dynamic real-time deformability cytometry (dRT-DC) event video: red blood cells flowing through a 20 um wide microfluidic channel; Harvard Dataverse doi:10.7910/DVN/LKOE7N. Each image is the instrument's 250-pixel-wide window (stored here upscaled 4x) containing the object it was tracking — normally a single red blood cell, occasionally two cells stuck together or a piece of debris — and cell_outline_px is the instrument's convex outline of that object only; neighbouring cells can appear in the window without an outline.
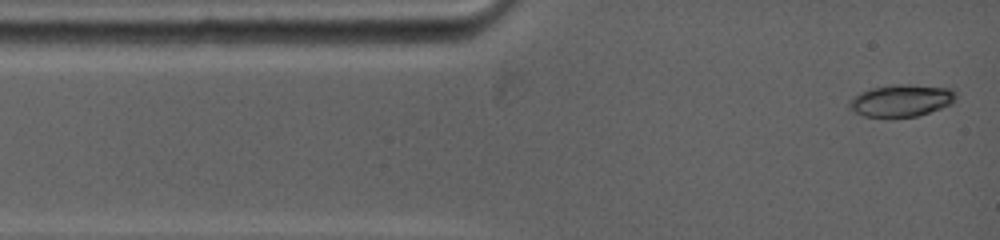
{"species": "common noctule bat (a hibernating species)", "species_latin": "Nyctalus noctula", "temperature_condition": "warm", "stored_images_in_passage": 10, "camera_frame_rate_fps": 5000, "um_per_image_px": 0.085, "animal": {"sex": "female", "body_mass_g": 19.0, "forearm_length_mm": 53.3}, "frame": {"image": 1, "passage_image": 1, "time_ms": 0.0, "image_size_px": [1000, 240], "cell_outline_px": [[956, 100], [952, 104], [916, 116], [864, 116], [848, 108], [848, 104], [860, 92], [868, 88], [892, 84], [908, 84], [952, 88], [956, 92]], "centroid_in_image_um": [76.64, 8.51], "position_along_channel_um": 8.4, "area_um2": 19.83}}
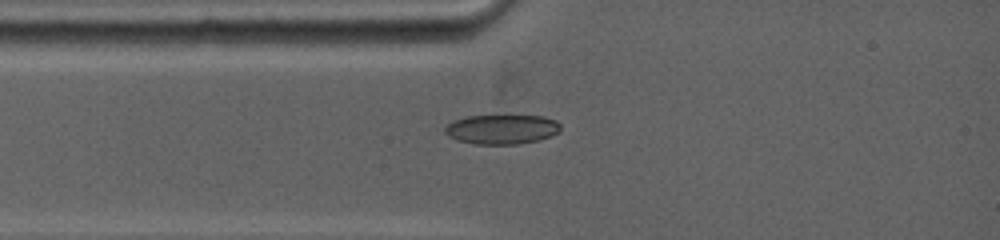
{"frame": {"image": 2, "passage_image": 9, "time_ms": 2.0, "image_size_px": [1000, 240], "cell_outline_px": [[560, 132], [552, 136], [536, 140], [516, 144], [476, 144], [456, 140], [448, 136], [444, 132], [444, 128], [452, 120], [468, 116], [544, 116], [556, 120], [560, 124]], "centroid_in_image_um": [42.64, 10.99], "position_along_channel_um": 42.4, "area_um2": 19.94}}